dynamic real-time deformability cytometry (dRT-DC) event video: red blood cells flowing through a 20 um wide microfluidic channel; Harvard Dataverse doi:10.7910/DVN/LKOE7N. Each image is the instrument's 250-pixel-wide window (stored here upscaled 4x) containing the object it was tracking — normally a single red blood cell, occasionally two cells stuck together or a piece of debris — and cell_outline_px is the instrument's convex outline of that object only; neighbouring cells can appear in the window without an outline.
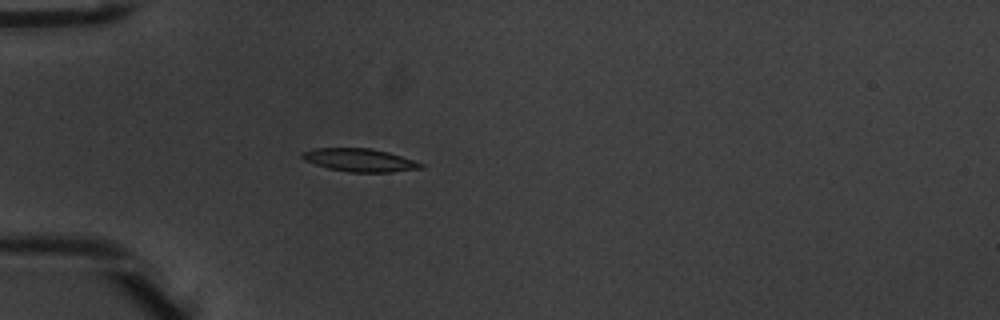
{"species": "common noctule bat (a hibernating species)", "species_latin": "Nyctalus noctula", "temperature_condition": "warm", "stored_images_in_passage": 5, "camera_frame_rate_fps": 3000, "um_per_image_px": 0.085, "animal": {"sex": "male", "body_mass_g": 20.1, "forearm_length_mm": 53.5}, "frame": {"image": 1, "passage_image": 5, "time_ms": 1.333, "image_size_px": [1000, 320], "cell_outline_px": [[424, 168], [392, 172], [348, 172], [328, 168], [304, 160], [300, 156], [300, 152], [312, 148], [372, 148], [388, 152], [424, 164]], "centroid_in_image_um": [30.54, 13.6], "position_along_channel_um": 54.5, "area_um2": 15.95}}